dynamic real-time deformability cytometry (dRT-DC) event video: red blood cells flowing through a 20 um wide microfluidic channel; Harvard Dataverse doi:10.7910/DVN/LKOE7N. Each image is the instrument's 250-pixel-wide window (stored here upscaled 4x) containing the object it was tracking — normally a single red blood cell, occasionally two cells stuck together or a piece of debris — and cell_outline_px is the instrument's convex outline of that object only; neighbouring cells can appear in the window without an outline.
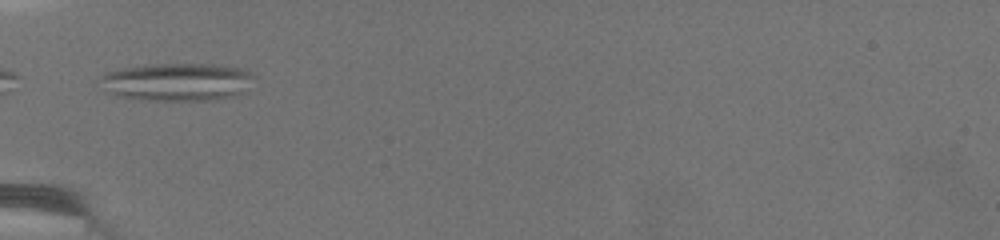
{"species": "common noctule bat (a hibernating species)", "species_latin": "Nyctalus noctula", "temperature_condition": "warm", "stored_images_in_passage": 5, "camera_frame_rate_fps": 3000, "um_per_image_px": 0.085, "animal": {"sex": "female", "body_mass_g": 19.5, "forearm_length_mm": 54.1}, "frame": {"image": 1, "passage_image": 1, "time_ms": 0.0, "image_size_px": [1000, 240], "cell_outline_px": [[256, 76], [244, 92], [232, 96], [212, 100], [152, 100], [116, 96], [104, 92], [100, 88], [100, 76], [108, 72], [120, 68], [152, 64], [212, 64], [240, 68], [252, 72]], "centroid_in_image_um": [15.02, 6.96], "position_along_channel_um": 70.0, "area_um2": 34.28}}